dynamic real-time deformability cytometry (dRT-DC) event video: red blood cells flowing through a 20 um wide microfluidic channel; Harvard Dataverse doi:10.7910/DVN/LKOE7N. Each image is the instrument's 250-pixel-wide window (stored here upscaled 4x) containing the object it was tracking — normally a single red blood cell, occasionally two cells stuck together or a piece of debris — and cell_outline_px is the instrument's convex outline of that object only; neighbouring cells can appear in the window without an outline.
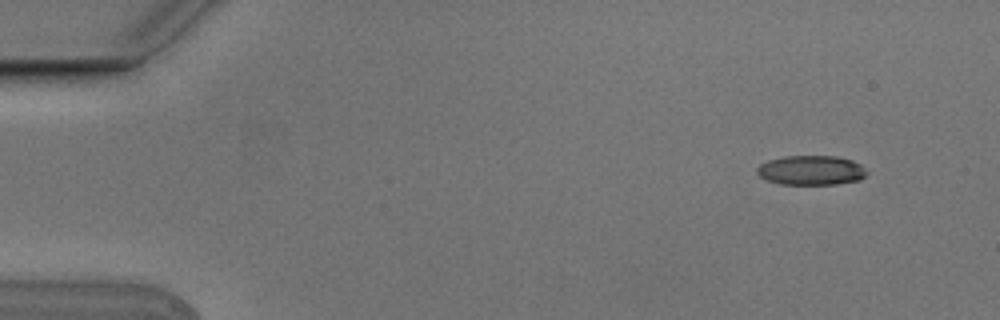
{"species": "Egyptian fruit bat (a non-hibernating species)", "species_latin": "Rousettus aegyptiacus", "temperature_condition": "cold", "stored_images_in_passage": 6, "camera_frame_rate_fps": 3000, "um_per_image_px": 0.085, "animal": {"sex": "male"}, "frame": {"image": 1, "passage_image": 1, "time_ms": 0.0, "image_size_px": [1000, 320], "cell_outline_px": [[868, 172], [860, 180], [836, 184], [780, 184], [768, 180], [760, 176], [756, 172], [756, 168], [760, 164], [768, 160], [784, 156], [836, 156], [852, 160], [860, 164]], "centroid_in_image_um": [68.94, 14.47], "position_along_channel_um": 16.1, "area_um2": 18.9}}
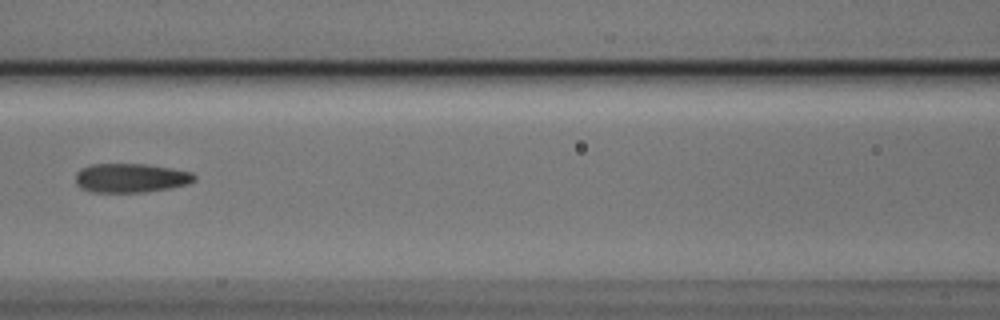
{"frame": {"image": 2, "passage_image": 6, "time_ms": 1.667, "image_size_px": [1000, 320], "cell_outline_px": [[196, 180], [188, 184], [168, 188], [144, 192], [92, 192], [80, 188], [76, 184], [76, 172], [80, 168], [92, 164], [144, 164], [172, 168], [192, 172], [196, 176]], "centroid_in_image_um": [11.1, 15.12], "position_along_channel_um": 155.5, "area_um2": 20.23}}